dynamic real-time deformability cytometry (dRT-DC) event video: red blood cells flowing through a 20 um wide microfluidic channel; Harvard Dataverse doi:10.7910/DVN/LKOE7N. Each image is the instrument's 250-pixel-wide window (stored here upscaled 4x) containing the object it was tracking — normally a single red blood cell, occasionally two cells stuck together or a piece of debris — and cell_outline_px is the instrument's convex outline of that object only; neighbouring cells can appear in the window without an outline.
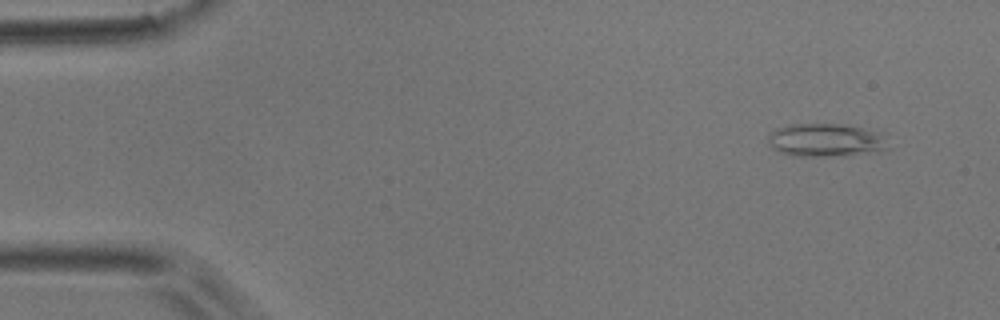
{"species": "common noctule bat (a hibernating species)", "species_latin": "Nyctalus noctula", "temperature_condition": "room temperature", "stored_images_in_passage": 49, "camera_frame_rate_fps": 3000, "um_per_image_px": 0.085, "animal": {"sex": "male", "body_mass_g": 17.9}, "frame": {"image": 1, "passage_image": 2, "time_ms": 0.333, "image_size_px": [1000, 320], "cell_outline_px": [[892, 148], [880, 152], [832, 156], [792, 156], [780, 152], [772, 148], [768, 144], [768, 136], [776, 128], [792, 124], [844, 124], [888, 132]], "centroid_in_image_um": [70.36, 11.91], "position_along_channel_um": 14.6, "area_um2": 24.22}}
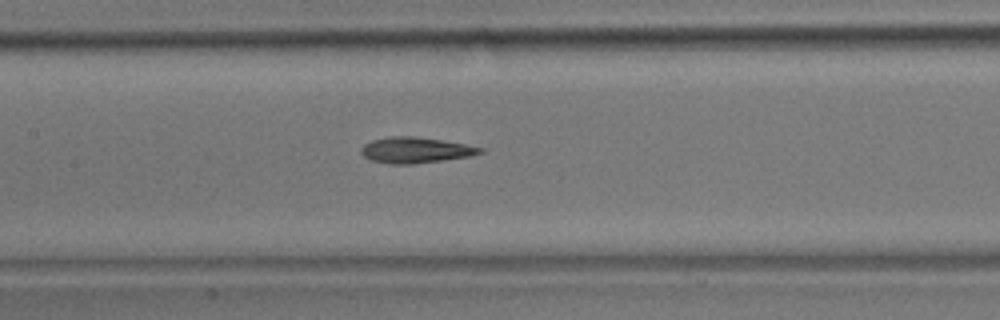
{"frame": {"image": 2, "passage_image": 22, "time_ms": 7.0, "image_size_px": [1000, 320], "cell_outline_px": [[484, 152], [468, 156], [444, 160], [412, 164], [388, 164], [372, 160], [364, 156], [360, 152], [360, 148], [364, 144], [372, 140], [388, 136], [416, 136], [464, 144], [484, 148]], "centroid_in_image_um": [35.28, 12.76], "position_along_channel_um": 172.1, "area_um2": 17.86}}
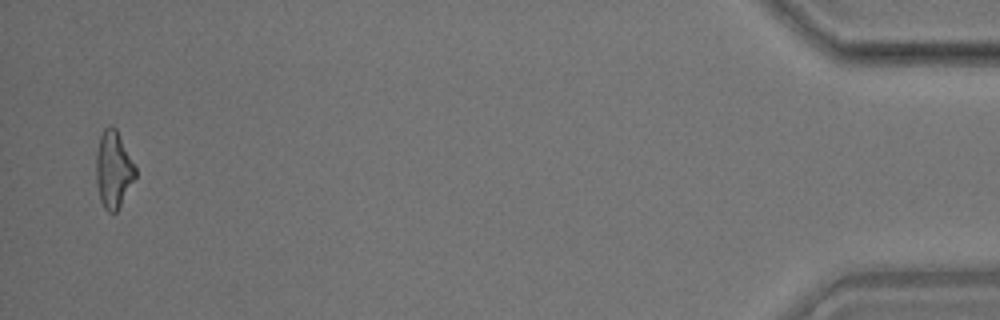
{"frame": {"image": 3, "passage_image": 48, "time_ms": 15.667, "image_size_px": [1000, 320], "cell_outline_px": [[136, 176], [116, 212], [108, 212], [104, 208], [100, 200], [96, 180], [96, 152], [100, 136], [104, 128], [112, 124], [116, 128], [136, 168]], "centroid_in_image_um": [9.62, 14.39], "position_along_channel_um": 425.6, "area_um2": 17.46}, "authors_computed_cell_mechanics": {"area_um2": 17.7446, "velocity_mm_per_s": 3.9125, "shape_relaxation_time_tau1_ms": 11.2243, "shape_relaxation_time_tau2_ms": 3.5099, "deformation_change_tau1": 0.3031, "deformation_change_tau2": 0.1423}}